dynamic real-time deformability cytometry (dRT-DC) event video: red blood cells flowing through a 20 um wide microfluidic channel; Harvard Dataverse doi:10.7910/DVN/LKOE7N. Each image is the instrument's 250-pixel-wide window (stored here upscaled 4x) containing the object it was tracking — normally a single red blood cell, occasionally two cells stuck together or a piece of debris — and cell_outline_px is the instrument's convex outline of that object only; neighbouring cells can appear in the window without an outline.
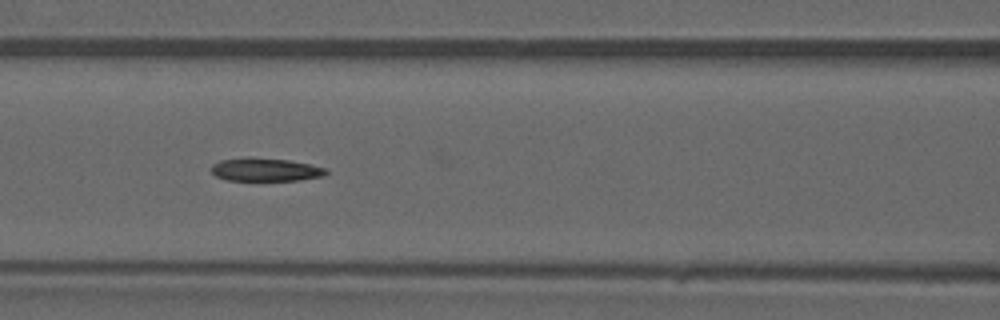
{"species": "common noctule bat (a hibernating species)", "species_latin": "Nyctalus noctula", "temperature_condition": "warm", "stored_images_in_passage": 46, "camera_frame_rate_fps": 3000, "um_per_image_px": 0.085, "animal": {"sex": "male", "forearm_length_mm": 52.5}, "frame": {"image": 1, "passage_image": 20, "time_ms": 6.333, "image_size_px": [1000, 320], "cell_outline_px": [[328, 172], [324, 176], [296, 180], [228, 180], [216, 176], [212, 172], [212, 164], [220, 160], [244, 156], [252, 156], [288, 160], [328, 168]], "centroid_in_image_um": [22.54, 14.39], "position_along_channel_um": 144.1, "area_um2": 15.66}}